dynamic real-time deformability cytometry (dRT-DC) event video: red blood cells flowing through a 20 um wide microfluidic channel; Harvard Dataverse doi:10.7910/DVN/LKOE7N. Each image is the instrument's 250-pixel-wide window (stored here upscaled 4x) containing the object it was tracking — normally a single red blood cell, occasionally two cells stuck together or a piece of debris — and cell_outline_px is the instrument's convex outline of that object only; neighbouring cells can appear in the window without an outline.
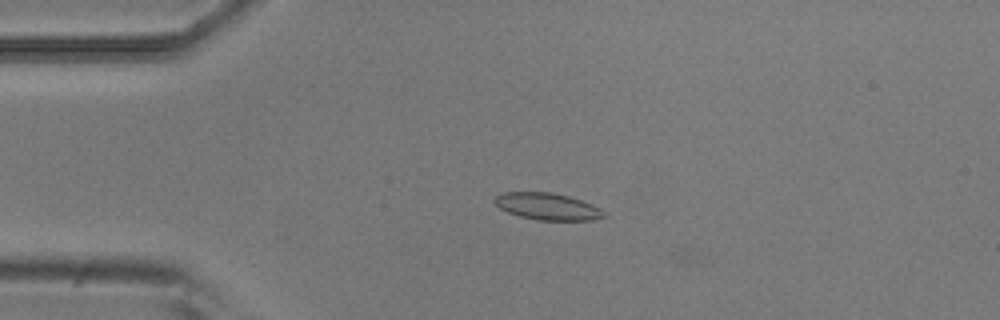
{"species": "common noctule bat (a hibernating species)", "species_latin": "Nyctalus noctula", "temperature_condition": "room temperature", "stored_images_in_passage": 4, "camera_frame_rate_fps": 3000, "um_per_image_px": 0.085, "animal": {"sex": "male", "body_mass_g": 20.5, "forearm_length_mm": 52.5}, "frame": {"image": 1, "passage_image": 2, "time_ms": 0.333, "image_size_px": [1000, 320], "cell_outline_px": [[608, 216], [592, 220], [536, 220], [520, 216], [508, 212], [500, 208], [492, 200], [496, 196], [504, 192], [552, 192], [568, 196], [592, 204], [600, 208]], "centroid_in_image_um": [46.54, 17.55], "position_along_channel_um": 38.5, "area_um2": 17.11}}
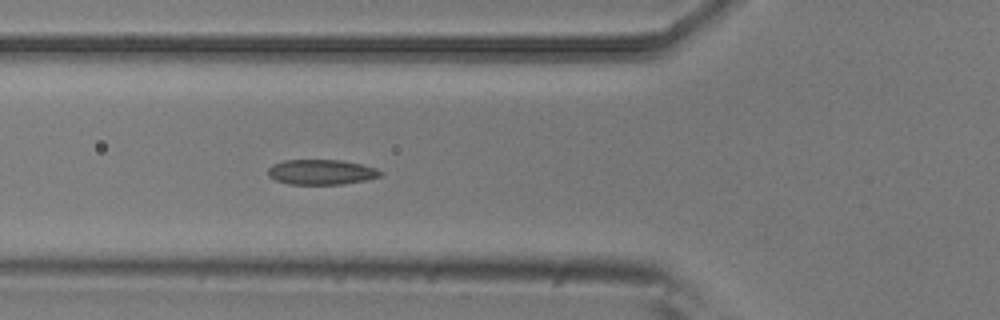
{"frame": {"image": 2, "passage_image": 4, "time_ms": 1.0, "image_size_px": [1000, 320], "cell_outline_px": [[384, 172], [380, 176], [368, 180], [344, 184], [288, 184], [276, 180], [268, 176], [268, 168], [272, 164], [284, 160], [340, 160], [360, 164], [376, 168]], "centroid_in_image_um": [27.31, 14.63], "position_along_channel_um": 98.5, "area_um2": 16.53}}